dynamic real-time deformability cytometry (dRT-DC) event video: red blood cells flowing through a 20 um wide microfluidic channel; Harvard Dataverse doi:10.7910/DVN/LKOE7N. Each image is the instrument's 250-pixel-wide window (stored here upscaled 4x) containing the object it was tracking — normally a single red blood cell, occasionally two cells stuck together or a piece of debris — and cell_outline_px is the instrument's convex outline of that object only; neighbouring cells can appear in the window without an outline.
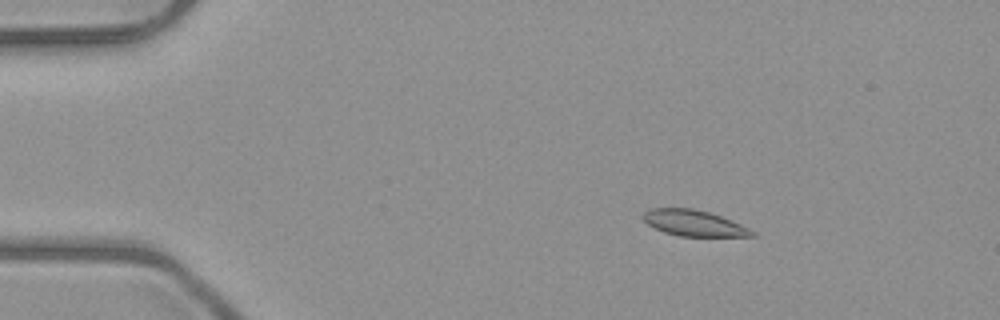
{"species": "common noctule bat (a hibernating species)", "species_latin": "Nyctalus noctula", "temperature_condition": "room temperature", "stored_images_in_passage": 3, "camera_frame_rate_fps": 3000, "um_per_image_px": 0.085, "animal": {"sex": "male", "body_mass_g": 23.1, "forearm_length_mm": 52.7}, "frame": {"image": 1, "passage_image": 2, "time_ms": 1.0, "image_size_px": [1000, 320], "cell_outline_px": [[756, 236], [680, 236], [664, 232], [648, 224], [644, 220], [644, 212], [652, 208], [692, 208], [708, 212], [720, 216], [740, 224], [756, 232]], "centroid_in_image_um": [58.99, 18.96], "position_along_channel_um": 26.0, "area_um2": 16.18}}